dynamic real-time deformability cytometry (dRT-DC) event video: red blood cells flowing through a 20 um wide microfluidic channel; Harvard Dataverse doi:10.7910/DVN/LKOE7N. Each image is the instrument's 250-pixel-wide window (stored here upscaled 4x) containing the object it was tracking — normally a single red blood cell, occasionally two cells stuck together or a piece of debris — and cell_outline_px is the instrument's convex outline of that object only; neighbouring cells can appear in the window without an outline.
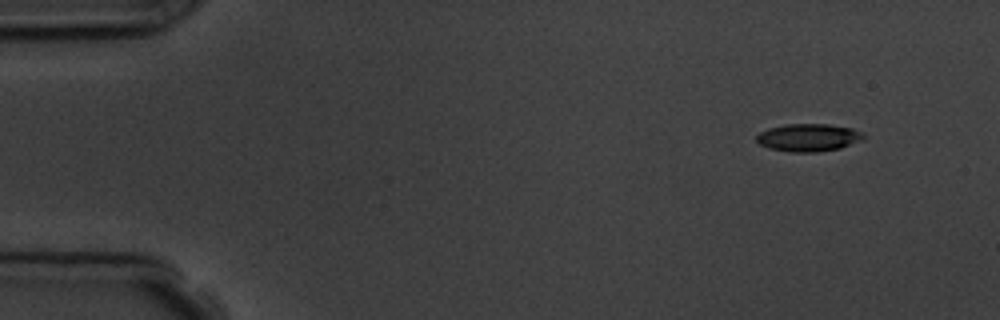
{"species": "common noctule bat (a hibernating species)", "species_latin": "Nyctalus noctula", "temperature_condition": "room temperature", "stored_images_in_passage": 3, "camera_frame_rate_fps": 3000, "um_per_image_px": 0.085, "animal": {"sex": "male", "body_mass_g": 19.5, "forearm_length_mm": 54.6}, "frame": {"image": 1, "passage_image": 1, "time_ms": 0.0, "image_size_px": [1000, 320], "cell_outline_px": [[864, 140], [840, 148], [816, 152], [792, 152], [768, 148], [760, 144], [756, 140], [756, 136], [760, 132], [768, 128], [784, 124], [828, 124], [852, 128], [864, 132]], "centroid_in_image_um": [68.74, 11.69], "position_along_channel_um": 16.3, "area_um2": 17.4}}